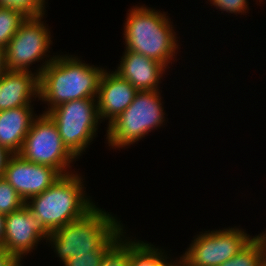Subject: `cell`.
Masks as SVG:
<instances>
[{
	"label": "cell",
	"mask_w": 266,
	"mask_h": 266,
	"mask_svg": "<svg viewBox=\"0 0 266 266\" xmlns=\"http://www.w3.org/2000/svg\"><path fill=\"white\" fill-rule=\"evenodd\" d=\"M106 251H91L90 254L77 255L70 258L65 266H99Z\"/></svg>",
	"instance_id": "22"
},
{
	"label": "cell",
	"mask_w": 266,
	"mask_h": 266,
	"mask_svg": "<svg viewBox=\"0 0 266 266\" xmlns=\"http://www.w3.org/2000/svg\"><path fill=\"white\" fill-rule=\"evenodd\" d=\"M162 266H188L187 260L181 256L179 261H174L172 260L169 262L168 260L162 265Z\"/></svg>",
	"instance_id": "28"
},
{
	"label": "cell",
	"mask_w": 266,
	"mask_h": 266,
	"mask_svg": "<svg viewBox=\"0 0 266 266\" xmlns=\"http://www.w3.org/2000/svg\"><path fill=\"white\" fill-rule=\"evenodd\" d=\"M12 154L0 146V178L4 176L5 167Z\"/></svg>",
	"instance_id": "25"
},
{
	"label": "cell",
	"mask_w": 266,
	"mask_h": 266,
	"mask_svg": "<svg viewBox=\"0 0 266 266\" xmlns=\"http://www.w3.org/2000/svg\"><path fill=\"white\" fill-rule=\"evenodd\" d=\"M119 222L111 213L95 205L83 217L50 232L46 240L65 264L77 255L107 251L126 233Z\"/></svg>",
	"instance_id": "2"
},
{
	"label": "cell",
	"mask_w": 266,
	"mask_h": 266,
	"mask_svg": "<svg viewBox=\"0 0 266 266\" xmlns=\"http://www.w3.org/2000/svg\"><path fill=\"white\" fill-rule=\"evenodd\" d=\"M18 154L32 163L51 166L61 175L71 174L67 169L76 158L64 145L57 125L46 113L34 119Z\"/></svg>",
	"instance_id": "7"
},
{
	"label": "cell",
	"mask_w": 266,
	"mask_h": 266,
	"mask_svg": "<svg viewBox=\"0 0 266 266\" xmlns=\"http://www.w3.org/2000/svg\"><path fill=\"white\" fill-rule=\"evenodd\" d=\"M106 71L100 78L97 106L99 119H109V124L132 103L138 90L118 73Z\"/></svg>",
	"instance_id": "12"
},
{
	"label": "cell",
	"mask_w": 266,
	"mask_h": 266,
	"mask_svg": "<svg viewBox=\"0 0 266 266\" xmlns=\"http://www.w3.org/2000/svg\"><path fill=\"white\" fill-rule=\"evenodd\" d=\"M55 122L64 145L76 157L93 141L99 123L97 98L72 100L47 113Z\"/></svg>",
	"instance_id": "6"
},
{
	"label": "cell",
	"mask_w": 266,
	"mask_h": 266,
	"mask_svg": "<svg viewBox=\"0 0 266 266\" xmlns=\"http://www.w3.org/2000/svg\"><path fill=\"white\" fill-rule=\"evenodd\" d=\"M39 76L31 70H7L0 77V111L31 105L32 97L39 99Z\"/></svg>",
	"instance_id": "14"
},
{
	"label": "cell",
	"mask_w": 266,
	"mask_h": 266,
	"mask_svg": "<svg viewBox=\"0 0 266 266\" xmlns=\"http://www.w3.org/2000/svg\"><path fill=\"white\" fill-rule=\"evenodd\" d=\"M214 7L220 9L221 11H226L228 13H247L248 2L247 0H209Z\"/></svg>",
	"instance_id": "23"
},
{
	"label": "cell",
	"mask_w": 266,
	"mask_h": 266,
	"mask_svg": "<svg viewBox=\"0 0 266 266\" xmlns=\"http://www.w3.org/2000/svg\"><path fill=\"white\" fill-rule=\"evenodd\" d=\"M162 249L155 248L151 243L131 241L130 266H162L167 259Z\"/></svg>",
	"instance_id": "17"
},
{
	"label": "cell",
	"mask_w": 266,
	"mask_h": 266,
	"mask_svg": "<svg viewBox=\"0 0 266 266\" xmlns=\"http://www.w3.org/2000/svg\"><path fill=\"white\" fill-rule=\"evenodd\" d=\"M266 258V233L253 238L232 258L219 266H261Z\"/></svg>",
	"instance_id": "16"
},
{
	"label": "cell",
	"mask_w": 266,
	"mask_h": 266,
	"mask_svg": "<svg viewBox=\"0 0 266 266\" xmlns=\"http://www.w3.org/2000/svg\"><path fill=\"white\" fill-rule=\"evenodd\" d=\"M48 235L49 233L25 204L6 215L4 250L18 259L32 251L42 239L46 240Z\"/></svg>",
	"instance_id": "11"
},
{
	"label": "cell",
	"mask_w": 266,
	"mask_h": 266,
	"mask_svg": "<svg viewBox=\"0 0 266 266\" xmlns=\"http://www.w3.org/2000/svg\"><path fill=\"white\" fill-rule=\"evenodd\" d=\"M159 90L137 91L132 103L107 127L108 146H129L165 121Z\"/></svg>",
	"instance_id": "5"
},
{
	"label": "cell",
	"mask_w": 266,
	"mask_h": 266,
	"mask_svg": "<svg viewBox=\"0 0 266 266\" xmlns=\"http://www.w3.org/2000/svg\"><path fill=\"white\" fill-rule=\"evenodd\" d=\"M127 239L120 237L104 253L99 266H130L131 240L129 241V237Z\"/></svg>",
	"instance_id": "19"
},
{
	"label": "cell",
	"mask_w": 266,
	"mask_h": 266,
	"mask_svg": "<svg viewBox=\"0 0 266 266\" xmlns=\"http://www.w3.org/2000/svg\"><path fill=\"white\" fill-rule=\"evenodd\" d=\"M8 70L6 66L5 49L0 48V77Z\"/></svg>",
	"instance_id": "27"
},
{
	"label": "cell",
	"mask_w": 266,
	"mask_h": 266,
	"mask_svg": "<svg viewBox=\"0 0 266 266\" xmlns=\"http://www.w3.org/2000/svg\"><path fill=\"white\" fill-rule=\"evenodd\" d=\"M166 14L149 7H133L125 21L126 50L164 64L174 60L178 48L176 32Z\"/></svg>",
	"instance_id": "4"
},
{
	"label": "cell",
	"mask_w": 266,
	"mask_h": 266,
	"mask_svg": "<svg viewBox=\"0 0 266 266\" xmlns=\"http://www.w3.org/2000/svg\"><path fill=\"white\" fill-rule=\"evenodd\" d=\"M0 6L18 9L26 16L45 15V0H0Z\"/></svg>",
	"instance_id": "21"
},
{
	"label": "cell",
	"mask_w": 266,
	"mask_h": 266,
	"mask_svg": "<svg viewBox=\"0 0 266 266\" xmlns=\"http://www.w3.org/2000/svg\"><path fill=\"white\" fill-rule=\"evenodd\" d=\"M261 266H266V258L263 260V262L261 263Z\"/></svg>",
	"instance_id": "30"
},
{
	"label": "cell",
	"mask_w": 266,
	"mask_h": 266,
	"mask_svg": "<svg viewBox=\"0 0 266 266\" xmlns=\"http://www.w3.org/2000/svg\"><path fill=\"white\" fill-rule=\"evenodd\" d=\"M41 19L43 15L28 16L9 41L5 48L8 70L30 72V64L44 59L46 53L50 52V31Z\"/></svg>",
	"instance_id": "9"
},
{
	"label": "cell",
	"mask_w": 266,
	"mask_h": 266,
	"mask_svg": "<svg viewBox=\"0 0 266 266\" xmlns=\"http://www.w3.org/2000/svg\"><path fill=\"white\" fill-rule=\"evenodd\" d=\"M182 255L189 266H219L241 251L252 237L239 228L205 231Z\"/></svg>",
	"instance_id": "8"
},
{
	"label": "cell",
	"mask_w": 266,
	"mask_h": 266,
	"mask_svg": "<svg viewBox=\"0 0 266 266\" xmlns=\"http://www.w3.org/2000/svg\"><path fill=\"white\" fill-rule=\"evenodd\" d=\"M72 56L55 55L45 60L34 73L39 76V99L48 103V109L43 113L72 100L97 98L105 69L90 66Z\"/></svg>",
	"instance_id": "1"
},
{
	"label": "cell",
	"mask_w": 266,
	"mask_h": 266,
	"mask_svg": "<svg viewBox=\"0 0 266 266\" xmlns=\"http://www.w3.org/2000/svg\"><path fill=\"white\" fill-rule=\"evenodd\" d=\"M82 181L77 173L62 175L49 188L25 202L48 233L78 220L95 206L86 196Z\"/></svg>",
	"instance_id": "3"
},
{
	"label": "cell",
	"mask_w": 266,
	"mask_h": 266,
	"mask_svg": "<svg viewBox=\"0 0 266 266\" xmlns=\"http://www.w3.org/2000/svg\"><path fill=\"white\" fill-rule=\"evenodd\" d=\"M21 261V259H18L12 266H22Z\"/></svg>",
	"instance_id": "29"
},
{
	"label": "cell",
	"mask_w": 266,
	"mask_h": 266,
	"mask_svg": "<svg viewBox=\"0 0 266 266\" xmlns=\"http://www.w3.org/2000/svg\"><path fill=\"white\" fill-rule=\"evenodd\" d=\"M61 176L51 166L32 163L19 154H12L5 167L3 178L26 202L49 188Z\"/></svg>",
	"instance_id": "10"
},
{
	"label": "cell",
	"mask_w": 266,
	"mask_h": 266,
	"mask_svg": "<svg viewBox=\"0 0 266 266\" xmlns=\"http://www.w3.org/2000/svg\"><path fill=\"white\" fill-rule=\"evenodd\" d=\"M5 219H6V216L3 214H0V250L4 249Z\"/></svg>",
	"instance_id": "26"
},
{
	"label": "cell",
	"mask_w": 266,
	"mask_h": 266,
	"mask_svg": "<svg viewBox=\"0 0 266 266\" xmlns=\"http://www.w3.org/2000/svg\"><path fill=\"white\" fill-rule=\"evenodd\" d=\"M32 106L0 111V146L18 154L35 119Z\"/></svg>",
	"instance_id": "15"
},
{
	"label": "cell",
	"mask_w": 266,
	"mask_h": 266,
	"mask_svg": "<svg viewBox=\"0 0 266 266\" xmlns=\"http://www.w3.org/2000/svg\"><path fill=\"white\" fill-rule=\"evenodd\" d=\"M120 62L115 72L138 91L159 90V81L168 68L160 62L129 50H125Z\"/></svg>",
	"instance_id": "13"
},
{
	"label": "cell",
	"mask_w": 266,
	"mask_h": 266,
	"mask_svg": "<svg viewBox=\"0 0 266 266\" xmlns=\"http://www.w3.org/2000/svg\"><path fill=\"white\" fill-rule=\"evenodd\" d=\"M22 11L0 6V48L5 49L9 41L14 37L20 25L27 18Z\"/></svg>",
	"instance_id": "18"
},
{
	"label": "cell",
	"mask_w": 266,
	"mask_h": 266,
	"mask_svg": "<svg viewBox=\"0 0 266 266\" xmlns=\"http://www.w3.org/2000/svg\"><path fill=\"white\" fill-rule=\"evenodd\" d=\"M17 260L18 258L10 252L0 250V266H12Z\"/></svg>",
	"instance_id": "24"
},
{
	"label": "cell",
	"mask_w": 266,
	"mask_h": 266,
	"mask_svg": "<svg viewBox=\"0 0 266 266\" xmlns=\"http://www.w3.org/2000/svg\"><path fill=\"white\" fill-rule=\"evenodd\" d=\"M25 201L17 191L2 177L0 178V214L8 215L20 209Z\"/></svg>",
	"instance_id": "20"
}]
</instances>
